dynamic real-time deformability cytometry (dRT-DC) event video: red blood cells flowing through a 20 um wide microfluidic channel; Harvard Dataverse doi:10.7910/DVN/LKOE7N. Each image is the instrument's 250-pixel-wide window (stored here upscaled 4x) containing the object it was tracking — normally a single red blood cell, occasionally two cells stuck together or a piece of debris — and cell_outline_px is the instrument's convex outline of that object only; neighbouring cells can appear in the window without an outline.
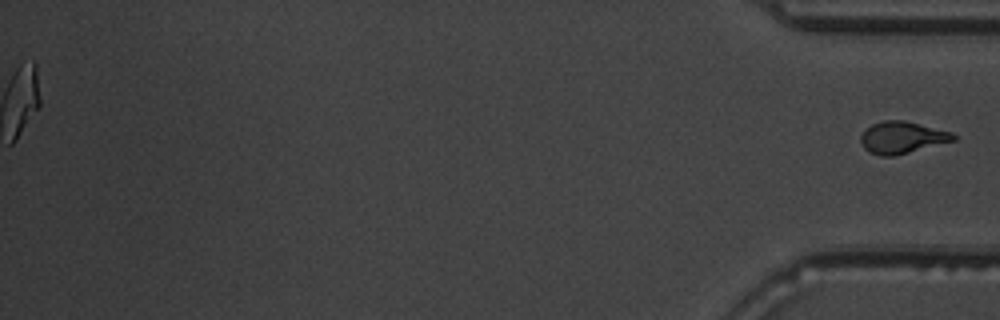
{"species": "common noctule bat (a hibernating species)", "species_latin": "Nyctalus noctula", "temperature_condition": "warm", "stored_images_in_passage": 37, "segment_of_instrument_passage": [2, 2], "camera_frame_rate_fps": 3000, "um_per_image_px": 0.085, "animal": {"sex": "male", "body_mass_g": 19.5, "forearm_length_mm": 54.6}, "frame": {"image": 1, "passage_image": 37, "time_ms": 12.0, "image_size_px": [1000, 320], "cell_outline_px": [[956, 140], [892, 156], [880, 156], [868, 152], [864, 148], [860, 140], [860, 136], [872, 124], [884, 120], [904, 120], [952, 132], [956, 136]], "centroid_in_image_um": [76.67, 11.68], "position_along_channel_um": 358.5, "area_um2": 17.05}}